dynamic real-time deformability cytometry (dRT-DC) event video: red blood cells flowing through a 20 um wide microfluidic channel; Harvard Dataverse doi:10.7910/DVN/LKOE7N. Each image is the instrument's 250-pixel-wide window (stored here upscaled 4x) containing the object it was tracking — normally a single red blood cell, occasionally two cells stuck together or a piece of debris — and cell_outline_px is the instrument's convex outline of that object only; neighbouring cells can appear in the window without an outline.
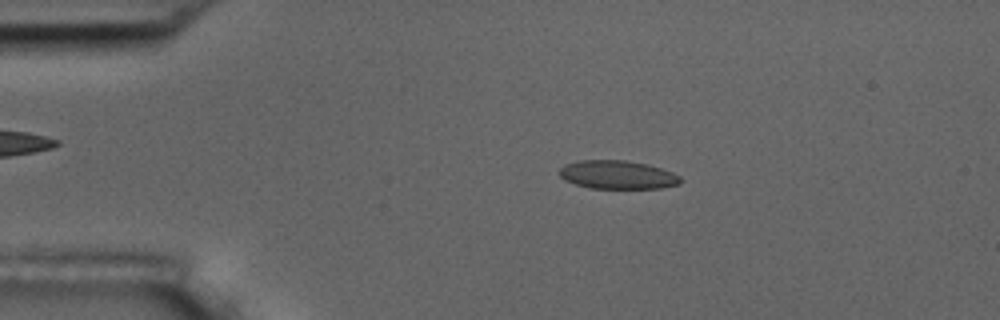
{"species": "common noctule bat (a hibernating species)", "species_latin": "Nyctalus noctula", "temperature_condition": "room temperature", "stored_images_in_passage": 55, "camera_frame_rate_fps": 3000, "um_per_image_px": 0.085, "animal": {"sex": "male", "body_mass_g": 17.5, "forearm_length_mm": 52.3}, "frame": {"image": 1, "passage_image": 10, "time_ms": 3.0, "image_size_px": [1000, 320], "cell_outline_px": [[684, 180], [680, 184], [660, 188], [588, 188], [564, 180], [556, 172], [564, 164], [576, 160], [624, 160], [648, 164], [672, 172], [680, 176]], "centroid_in_image_um": [52.46, 14.85], "position_along_channel_um": 32.5, "area_um2": 20.35}}
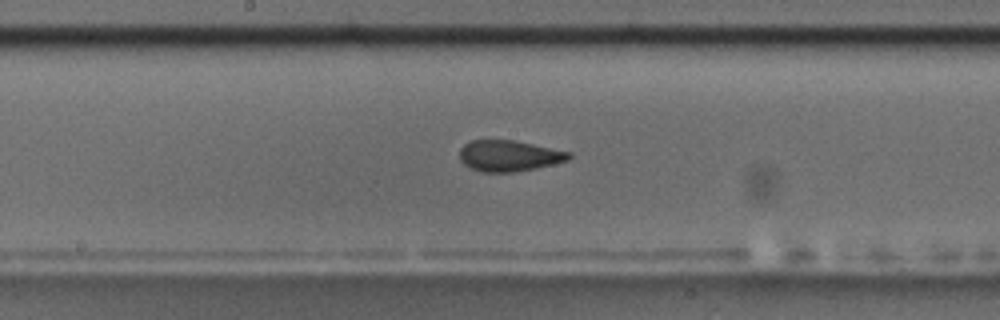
{"frame": {"image": 2, "passage_image": 28, "time_ms": 9.0, "image_size_px": [1000, 320], "cell_outline_px": [[572, 156], [568, 160], [536, 168], [512, 172], [484, 172], [472, 168], [464, 164], [460, 160], [460, 148], [464, 144], [472, 140], [512, 140], [572, 152]], "centroid_in_image_um": [43.27, 13.24], "position_along_channel_um": 204.9, "area_um2": 19.59}}
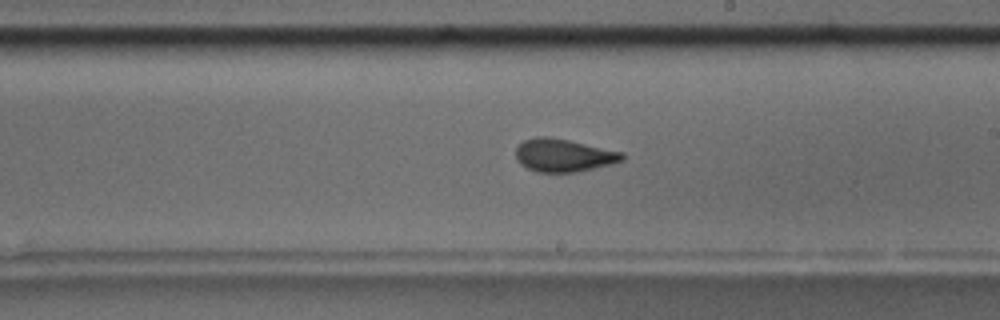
{"frame": {"image": 3, "passage_image": 31, "time_ms": 10.0, "image_size_px": [1000, 320], "cell_outline_px": [[624, 160], [612, 164], [576, 172], [536, 172], [520, 164], [516, 160], [516, 148], [524, 140], [536, 136], [548, 136], [568, 140], [624, 152]], "centroid_in_image_um": [47.9, 13.2], "position_along_channel_um": 241.1, "area_um2": 20.46}, "authors_computed_cell_mechanics": {"area_um2": 20.3456, "velocity_mm_per_s": 3.6284, "shape_relaxation_time_tau1_ms": null, "shape_relaxation_time_tau2_ms": 1.3786, "deformation_change_tau1": null, "deformation_change_tau2": 0.072}}